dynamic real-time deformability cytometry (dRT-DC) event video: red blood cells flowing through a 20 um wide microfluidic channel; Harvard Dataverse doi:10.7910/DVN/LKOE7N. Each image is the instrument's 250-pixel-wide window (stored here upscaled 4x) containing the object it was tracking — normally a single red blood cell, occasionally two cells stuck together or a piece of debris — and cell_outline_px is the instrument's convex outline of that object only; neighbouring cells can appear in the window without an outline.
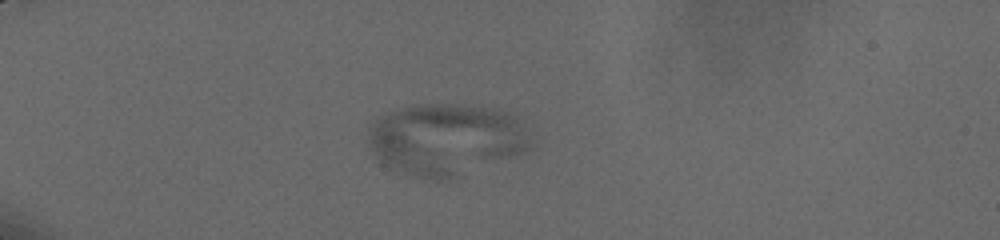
{"species": "human", "species_latin": "Homo sapiens", "temperature_condition": "cold", "stored_images_in_passage": 26, "camera_frame_rate_fps": 3000, "um_per_image_px": 0.085, "donor": {"sex": "male"}, "frame": {"image": 1, "passage_image": 1, "time_ms": 0.0, "image_size_px": [1000, 240], "cell_outline_px": [[536, 144], [524, 152], [444, 180], [432, 180], [408, 176], [388, 172], [380, 164], [368, 140], [368, 132], [372, 124], [380, 116], [388, 112], [400, 108], [416, 104], [460, 104], [492, 108], [516, 112]], "centroid_in_image_um": [37.92, 11.84], "position_along_channel_um": 47.1, "area_um2": 69.13}}